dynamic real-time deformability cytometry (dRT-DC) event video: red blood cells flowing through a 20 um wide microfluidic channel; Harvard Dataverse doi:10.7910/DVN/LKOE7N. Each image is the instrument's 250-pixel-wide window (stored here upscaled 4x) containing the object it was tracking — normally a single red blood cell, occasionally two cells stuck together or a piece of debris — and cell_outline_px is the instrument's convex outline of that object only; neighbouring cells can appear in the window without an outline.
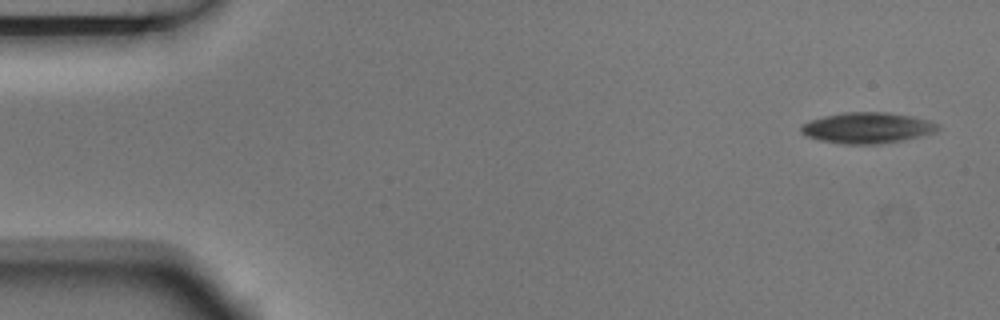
{"species": "Egyptian fruit bat (a non-hibernating species)", "species_latin": "Rousettus aegyptiacus", "temperature_condition": "room temperature", "stored_images_in_passage": 4, "camera_frame_rate_fps": 3000, "um_per_image_px": 0.085, "animal": {"sex": "male"}, "frame": {"image": 1, "passage_image": 1, "time_ms": 0.0, "image_size_px": [1000, 320], "cell_outline_px": [[940, 128], [936, 132], [904, 140], [880, 144], [844, 144], [820, 140], [804, 136], [800, 132], [800, 124], [824, 116], [844, 112], [888, 112], [912, 116], [928, 120], [940, 124]], "centroid_in_image_um": [73.72, 10.87], "position_along_channel_um": 11.3, "area_um2": 24.85}}
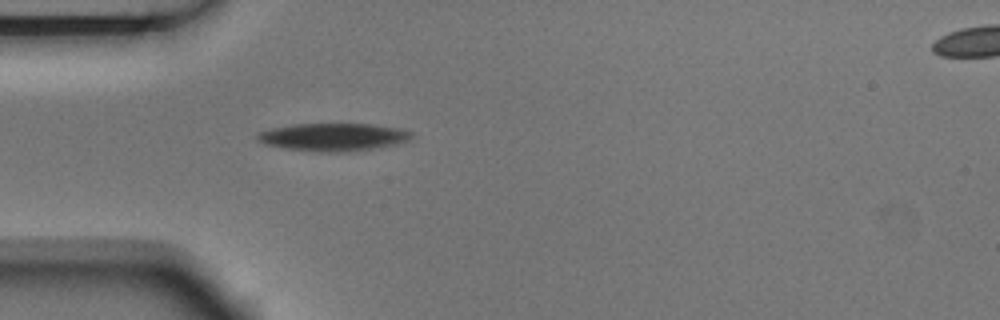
{"frame": {"image": 2, "passage_image": 4, "time_ms": 1.0, "image_size_px": [1000, 320], "cell_outline_px": [[412, 136], [408, 140], [396, 144], [376, 148], [348, 152], [316, 152], [284, 148], [264, 144], [256, 140], [256, 132], [272, 128], [292, 124], [372, 124], [396, 128], [412, 132]], "centroid_in_image_um": [28.26, 11.65], "position_along_channel_um": 56.7, "area_um2": 25.09}}